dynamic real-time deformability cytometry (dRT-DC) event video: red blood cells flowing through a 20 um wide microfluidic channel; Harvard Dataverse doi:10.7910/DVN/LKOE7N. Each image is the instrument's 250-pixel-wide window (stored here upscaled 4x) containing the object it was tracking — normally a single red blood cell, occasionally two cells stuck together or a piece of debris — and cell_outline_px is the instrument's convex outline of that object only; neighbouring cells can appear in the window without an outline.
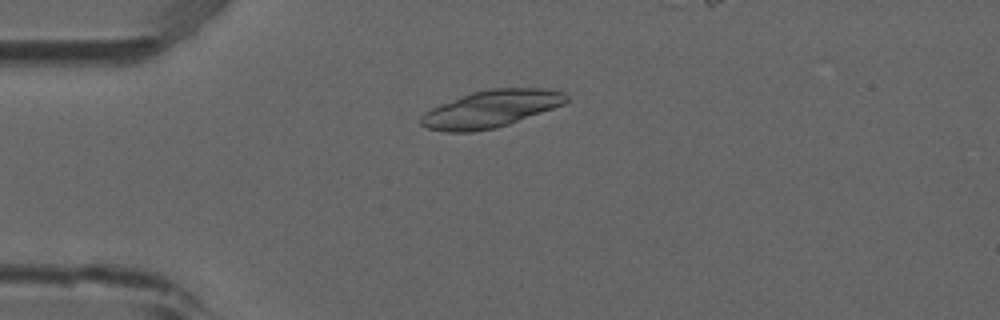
{"species": "common noctule bat (a hibernating species)", "species_latin": "Nyctalus noctula", "temperature_condition": "room temperature", "stored_images_in_passage": 7, "camera_frame_rate_fps": 3000, "um_per_image_px": 0.085, "animal": {"sex": "male", "forearm_length_mm": 52.5}, "frame": {"image": 1, "passage_image": 4, "time_ms": 1.0, "image_size_px": [1000, 320], "cell_outline_px": [[568, 100], [564, 104], [508, 124], [496, 128], [472, 132], [444, 132], [424, 128], [420, 124], [420, 116], [424, 112], [440, 104], [460, 96], [472, 92], [492, 88], [544, 88], [564, 92], [568, 96]], "centroid_in_image_um": [41.69, 9.26], "position_along_channel_um": 43.3, "area_um2": 31.5}}
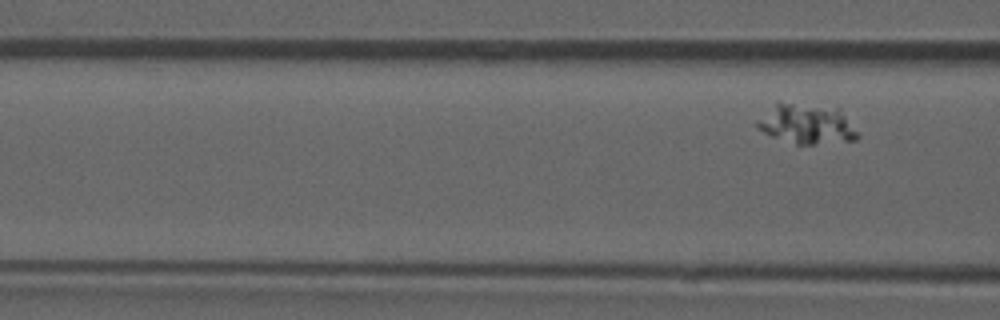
{"frame": {"image": 2, "passage_image": 7, "time_ms": 2.0, "image_size_px": [1000, 320], "cell_outline_px": [[860, 136], [856, 140], [812, 144], [796, 144], [772, 136], [756, 128], [756, 120], [776, 100], [780, 100], [840, 108]], "centroid_in_image_um": [68.52, 10.49], "position_along_channel_um": 98.1, "area_um2": 23.81}}